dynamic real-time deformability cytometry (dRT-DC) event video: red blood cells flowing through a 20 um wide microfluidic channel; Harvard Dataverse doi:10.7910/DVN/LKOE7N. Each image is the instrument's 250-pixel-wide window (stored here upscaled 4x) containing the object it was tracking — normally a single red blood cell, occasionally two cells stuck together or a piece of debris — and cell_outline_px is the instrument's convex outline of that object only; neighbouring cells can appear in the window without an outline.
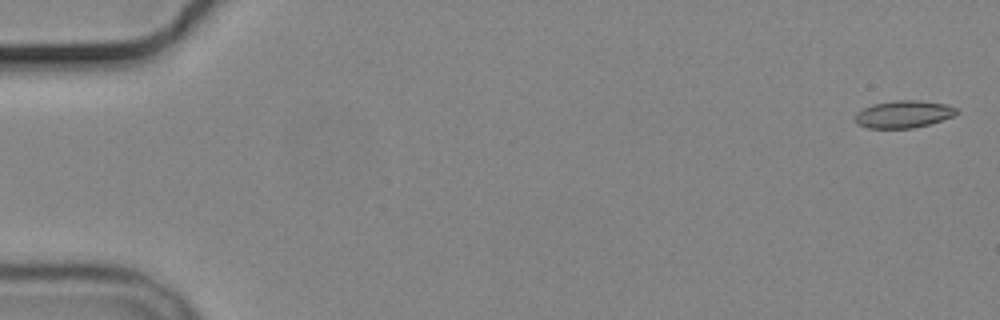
{"species": "common noctule bat (a hibernating species)", "species_latin": "Nyctalus noctula", "temperature_condition": "cold", "stored_images_in_passage": 6, "camera_frame_rate_fps": 3000, "um_per_image_px": 0.085, "animal": {"sex": "male", "body_mass_g": 19.2, "forearm_length_mm": 51.8}, "frame": {"image": 1, "passage_image": 1, "time_ms": 0.0, "image_size_px": [1000, 320], "cell_outline_px": [[960, 112], [952, 116], [928, 124], [912, 128], [868, 128], [856, 124], [856, 112], [872, 104], [896, 100], [916, 100], [948, 104], [960, 108]], "centroid_in_image_um": [76.83, 9.69], "position_along_channel_um": 8.2, "area_um2": 16.18}}
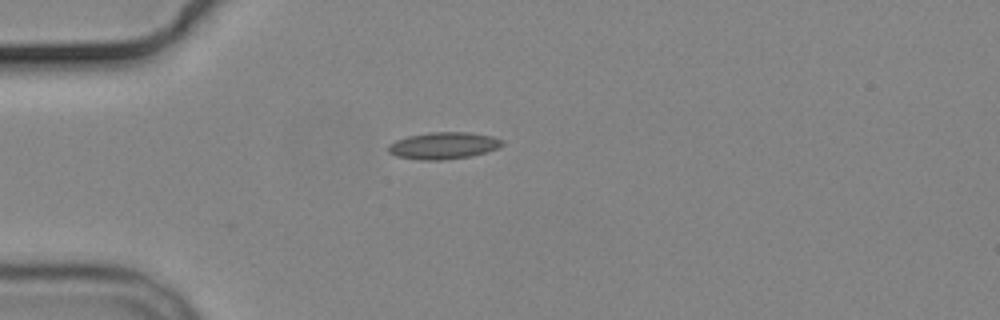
{"frame": {"image": 2, "passage_image": 5, "time_ms": 4.667, "image_size_px": [1000, 320], "cell_outline_px": [[504, 144], [500, 148], [472, 156], [440, 160], [420, 160], [396, 156], [388, 152], [388, 144], [396, 140], [408, 136], [428, 132], [468, 132], [492, 136], [504, 140]], "centroid_in_image_um": [37.71, 12.37], "position_along_channel_um": 47.3, "area_um2": 18.03}}
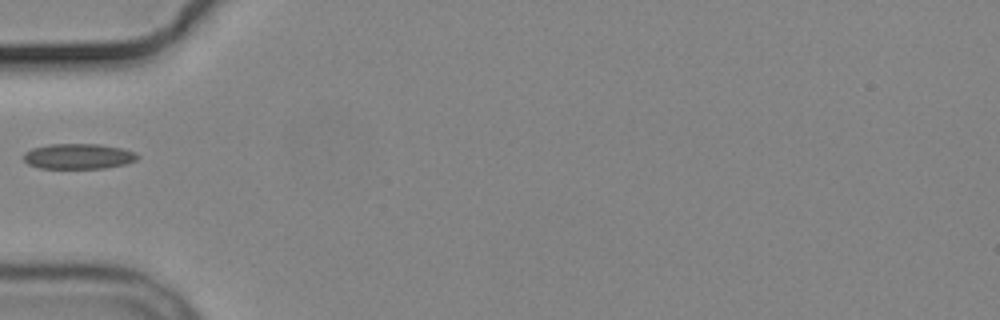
{"frame": {"image": 3, "passage_image": 6, "time_ms": 6.0, "image_size_px": [1000, 320], "cell_outline_px": [[140, 156], [136, 160], [124, 164], [104, 168], [40, 168], [28, 164], [24, 160], [24, 152], [32, 148], [52, 144], [100, 144], [124, 148], [136, 152]], "centroid_in_image_um": [6.69, 13.28], "position_along_channel_um": 78.3, "area_um2": 16.88}}